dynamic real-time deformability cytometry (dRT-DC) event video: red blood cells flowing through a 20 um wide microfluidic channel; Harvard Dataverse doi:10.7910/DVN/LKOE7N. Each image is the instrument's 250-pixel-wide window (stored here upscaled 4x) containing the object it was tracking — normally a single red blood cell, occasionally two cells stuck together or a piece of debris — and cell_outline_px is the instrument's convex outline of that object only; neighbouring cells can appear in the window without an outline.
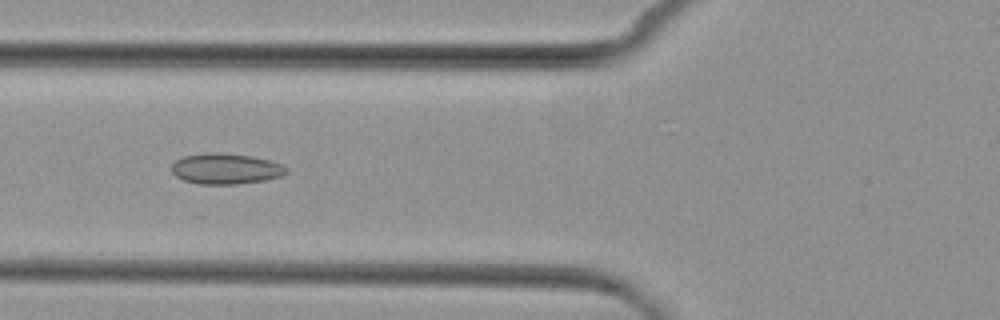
{"species": "common noctule bat (a hibernating species)", "species_latin": "Nyctalus noctula", "temperature_condition": "cold", "stored_images_in_passage": 4, "camera_frame_rate_fps": 3000, "um_per_image_px": 0.085, "animal": {"sex": "female", "body_mass_g": 29.2, "forearm_length_mm": 56.3}, "frame": {"image": 1, "passage_image": 4, "time_ms": 3.667, "image_size_px": [1000, 320], "cell_outline_px": [[288, 172], [280, 176], [264, 180], [236, 184], [200, 184], [184, 180], [176, 176], [172, 172], [172, 164], [176, 160], [184, 156], [212, 152], [220, 152], [252, 156], [268, 160], [280, 164], [288, 168]], "centroid_in_image_um": [19.18, 14.34], "position_along_channel_um": 106.6, "area_um2": 20.4}}